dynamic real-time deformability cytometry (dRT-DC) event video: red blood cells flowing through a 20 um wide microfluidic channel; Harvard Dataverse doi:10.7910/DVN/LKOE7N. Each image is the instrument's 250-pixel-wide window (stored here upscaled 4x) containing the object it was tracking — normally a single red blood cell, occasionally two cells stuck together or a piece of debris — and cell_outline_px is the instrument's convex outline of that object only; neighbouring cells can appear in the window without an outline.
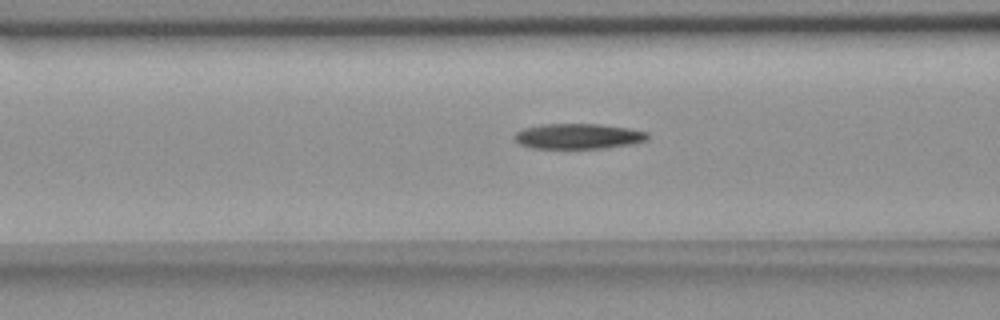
{"species": "common noctule bat (a hibernating species)", "species_latin": "Nyctalus noctula", "temperature_condition": "room temperature", "stored_images_in_passage": 44, "camera_frame_rate_fps": 3000, "um_per_image_px": 0.085, "animal": {"sex": "female", "body_mass_g": 18.4}, "frame": {"image": 1, "passage_image": 21, "time_ms": 6.667, "image_size_px": [1000, 320], "cell_outline_px": [[648, 140], [632, 144], [600, 148], [532, 148], [520, 144], [512, 136], [516, 132], [524, 128], [540, 124], [600, 124], [628, 128], [648, 132]], "centroid_in_image_um": [49.14, 11.57], "position_along_channel_um": 117.5, "area_um2": 19.65}}
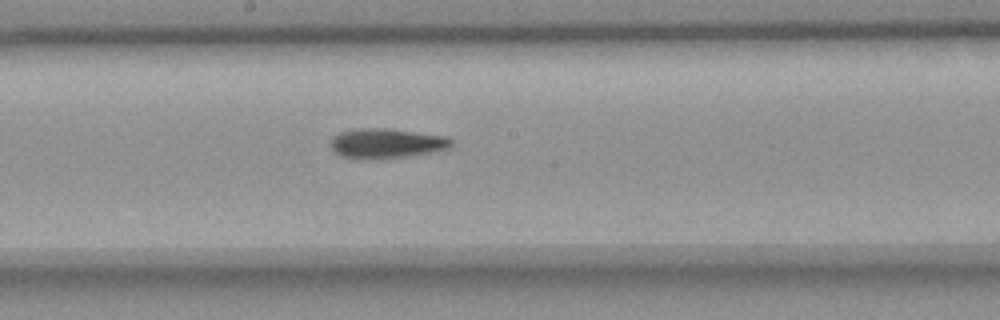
{"frame": {"image": 2, "passage_image": 29, "time_ms": 9.333, "image_size_px": [1000, 320], "cell_outline_px": [[452, 144], [448, 148], [436, 152], [384, 160], [360, 160], [340, 156], [328, 144], [332, 136], [340, 132], [364, 128], [384, 128], [444, 136], [452, 140]], "centroid_in_image_um": [32.8, 12.22], "position_along_channel_um": 215.4, "area_um2": 21.39}}
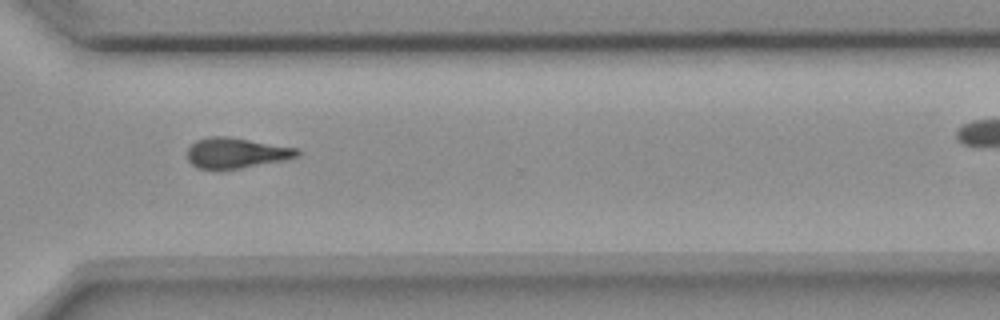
{"frame": {"image": 3, "passage_image": 40, "time_ms": 13.0, "image_size_px": [1000, 320], "cell_outline_px": [[300, 152], [296, 156], [280, 160], [240, 168], [196, 168], [188, 160], [188, 148], [196, 140], [208, 136], [228, 136], [300, 148]], "centroid_in_image_um": [20.05, 12.97], "position_along_channel_um": 350.5, "area_um2": 19.19}}